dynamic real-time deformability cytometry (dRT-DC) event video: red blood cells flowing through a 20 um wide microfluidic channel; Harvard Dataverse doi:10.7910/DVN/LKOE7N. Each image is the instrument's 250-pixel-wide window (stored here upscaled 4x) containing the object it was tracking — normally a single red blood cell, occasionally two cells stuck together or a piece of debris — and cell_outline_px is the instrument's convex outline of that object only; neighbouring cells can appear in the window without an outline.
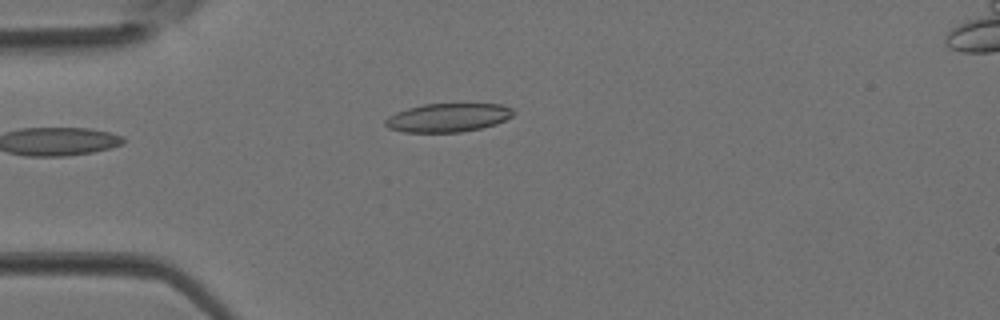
{"species": "Egyptian fruit bat (a non-hibernating species)", "species_latin": "Rousettus aegyptiacus", "temperature_condition": "room temperature", "stored_images_in_passage": 3, "camera_frame_rate_fps": 3000, "um_per_image_px": 0.085, "animal": {"sex": "female"}, "frame": {"image": 1, "passage_image": 1, "time_ms": 0.0, "image_size_px": [1000, 320], "cell_outline_px": [[516, 112], [512, 116], [496, 124], [480, 128], [460, 132], [404, 132], [388, 128], [384, 124], [384, 120], [388, 116], [396, 112], [408, 108], [424, 104], [504, 104], [512, 108]], "centroid_in_image_um": [38.08, 9.99], "position_along_channel_um": 46.9, "area_um2": 21.39}}